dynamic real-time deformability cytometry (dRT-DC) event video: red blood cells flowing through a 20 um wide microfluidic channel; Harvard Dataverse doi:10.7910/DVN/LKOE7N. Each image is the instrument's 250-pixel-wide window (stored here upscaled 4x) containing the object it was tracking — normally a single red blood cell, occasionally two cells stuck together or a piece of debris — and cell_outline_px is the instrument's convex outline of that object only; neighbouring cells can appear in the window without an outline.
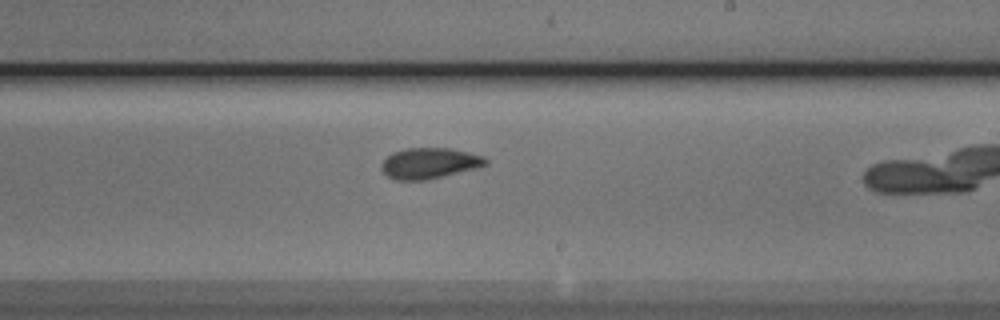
{"species": "Egyptian fruit bat (a non-hibernating species)", "species_latin": "Rousettus aegyptiacus", "temperature_condition": "cold", "stored_images_in_passage": 18, "camera_frame_rate_fps": 3000, "um_per_image_px": 0.085, "animal": {"sex": "male"}, "frame": {"image": 1, "passage_image": 13, "time_ms": 4.0, "image_size_px": [1000, 320], "cell_outline_px": [[488, 164], [476, 168], [428, 180], [396, 180], [388, 176], [380, 168], [380, 164], [392, 152], [408, 148], [452, 148], [484, 156], [488, 160]], "centroid_in_image_um": [36.51, 13.87], "position_along_channel_um": 252.5, "area_um2": 18.79}}